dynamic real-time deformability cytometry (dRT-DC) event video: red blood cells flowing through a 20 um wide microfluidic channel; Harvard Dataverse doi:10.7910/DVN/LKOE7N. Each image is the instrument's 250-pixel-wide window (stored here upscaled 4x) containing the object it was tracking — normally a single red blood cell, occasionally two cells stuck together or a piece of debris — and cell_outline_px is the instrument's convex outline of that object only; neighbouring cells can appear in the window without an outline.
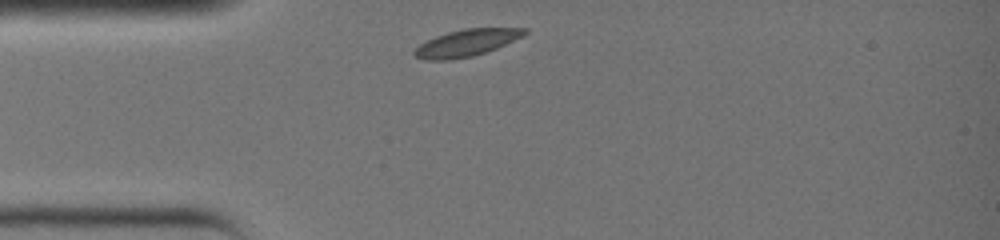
{"species": "common noctule bat (a hibernating species)", "species_latin": "Nyctalus noctula", "temperature_condition": "warm", "stored_images_in_passage": 23, "camera_frame_rate_fps": 3000, "um_per_image_px": 0.085, "animal": {"sex": "female", "body_mass_g": 19.0, "forearm_length_mm": 51.5}, "frame": {"image": 1, "passage_image": 1, "time_ms": 0.0, "image_size_px": [1000, 240], "cell_outline_px": [[528, 32], [496, 48], [472, 56], [452, 60], [424, 60], [416, 56], [412, 52], [420, 44], [436, 36], [448, 32], [464, 28], [528, 28]], "centroid_in_image_um": [39.61, 3.64], "position_along_channel_um": 45.4, "area_um2": 16.94}}
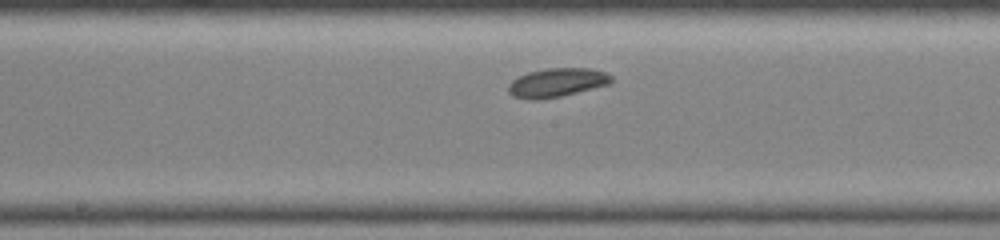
{"frame": {"image": 2, "passage_image": 11, "time_ms": 3.333, "image_size_px": [1000, 240], "cell_outline_px": [[612, 80], [608, 84], [560, 96], [540, 100], [528, 100], [512, 96], [508, 92], [508, 84], [512, 80], [528, 72], [548, 68], [592, 68], [608, 72], [612, 76]], "centroid_in_image_um": [47.31, 7.02], "position_along_channel_um": 200.9, "area_um2": 17.34}}
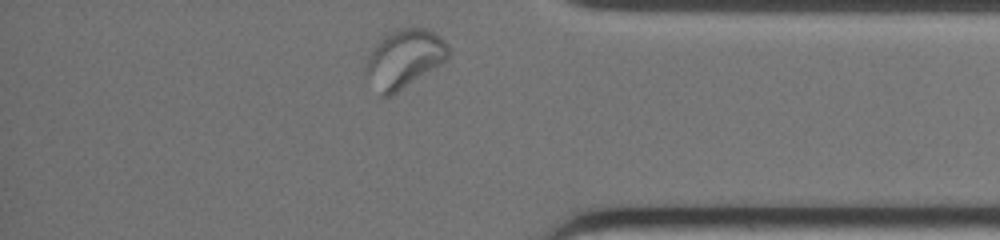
{"frame": {"image": 3, "passage_image": 23, "time_ms": 7.333, "image_size_px": [1000, 240], "cell_outline_px": [[448, 56], [440, 64], [396, 92], [388, 96], [380, 96], [364, 72], [364, 64], [368, 56], [376, 44], [388, 32], [400, 28], [428, 28], [440, 36], [448, 44]], "centroid_in_image_um": [34.32, 4.96], "position_along_channel_um": 400.9, "area_um2": 27.69}}